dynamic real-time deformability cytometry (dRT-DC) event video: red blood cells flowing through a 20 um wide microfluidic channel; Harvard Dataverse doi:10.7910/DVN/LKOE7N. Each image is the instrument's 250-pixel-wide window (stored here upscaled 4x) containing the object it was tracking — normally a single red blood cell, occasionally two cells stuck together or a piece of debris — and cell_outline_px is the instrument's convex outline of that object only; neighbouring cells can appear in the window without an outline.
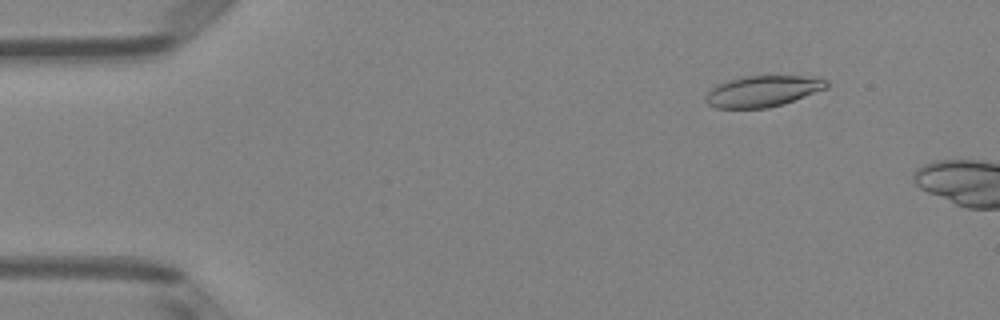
{"species": "Egyptian fruit bat (a non-hibernating species)", "species_latin": "Rousettus aegyptiacus", "temperature_condition": "room temperature", "stored_images_in_passage": 10, "camera_frame_rate_fps": 3000, "um_per_image_px": 0.085, "animal": {"sex": "female"}, "frame": {"image": 1, "passage_image": 6, "time_ms": 1.667, "image_size_px": [1000, 320], "cell_outline_px": [[828, 88], [784, 104], [768, 108], [716, 108], [708, 104], [704, 100], [704, 96], [716, 84], [728, 80], [744, 76], [820, 76], [828, 80]], "centroid_in_image_um": [64.86, 7.74], "position_along_channel_um": 20.1, "area_um2": 22.25}}